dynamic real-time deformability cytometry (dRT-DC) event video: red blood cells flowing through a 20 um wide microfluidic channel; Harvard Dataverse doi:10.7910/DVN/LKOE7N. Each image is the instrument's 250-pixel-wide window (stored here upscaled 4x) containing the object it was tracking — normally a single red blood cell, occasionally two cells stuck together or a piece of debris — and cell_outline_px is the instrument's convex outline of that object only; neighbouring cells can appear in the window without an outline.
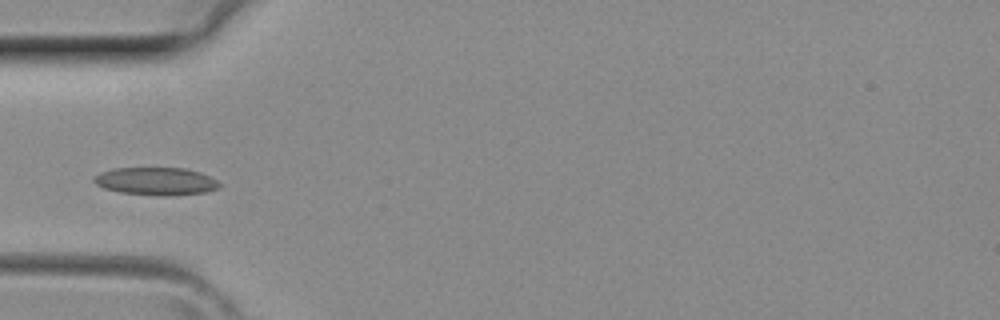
{"species": "common noctule bat (a hibernating species)", "species_latin": "Nyctalus noctula", "temperature_condition": "room temperature", "stored_images_in_passage": 2, "camera_frame_rate_fps": 3000, "um_per_image_px": 0.085, "animal": {"sex": "female", "body_mass_g": 29.2, "forearm_length_mm": 56.3}, "frame": {"image": 1, "passage_image": 2, "time_ms": 0.333, "image_size_px": [1000, 320], "cell_outline_px": [[220, 184], [216, 188], [204, 192], [168, 196], [160, 196], [120, 192], [104, 188], [96, 184], [92, 180], [100, 172], [112, 168], [184, 168], [200, 172], [216, 180]], "centroid_in_image_um": [13.22, 15.4], "position_along_channel_um": 71.8, "area_um2": 20.11}}